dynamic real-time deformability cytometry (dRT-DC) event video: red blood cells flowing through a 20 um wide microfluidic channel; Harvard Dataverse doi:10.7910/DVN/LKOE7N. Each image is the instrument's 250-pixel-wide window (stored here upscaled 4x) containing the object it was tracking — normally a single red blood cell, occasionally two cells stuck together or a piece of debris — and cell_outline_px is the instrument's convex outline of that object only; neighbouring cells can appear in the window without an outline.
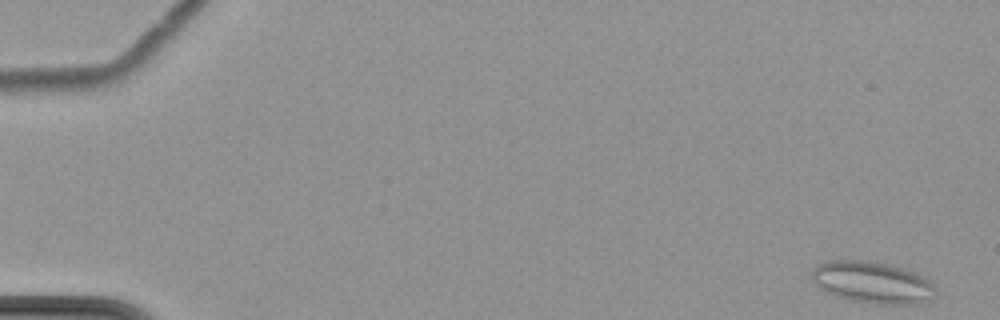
{"species": "common noctule bat (a hibernating species)", "species_latin": "Nyctalus noctula", "temperature_condition": "cold", "stored_images_in_passage": 6, "camera_frame_rate_fps": 3000, "um_per_image_px": 0.085, "animal": {"sex": "female", "body_mass_g": 22.7, "forearm_length_mm": 54.2}, "frame": {"image": 1, "passage_image": 1, "time_ms": 0.0, "image_size_px": [1000, 320], "cell_outline_px": [[936, 296], [924, 304], [880, 304], [856, 300], [836, 296], [820, 288], [812, 280], [812, 268], [816, 264], [828, 260], [868, 260], [892, 264], [912, 272], [928, 280], [932, 284], [936, 292]], "centroid_in_image_um": [74.16, 23.99], "position_along_channel_um": 10.8, "area_um2": 30.17}}